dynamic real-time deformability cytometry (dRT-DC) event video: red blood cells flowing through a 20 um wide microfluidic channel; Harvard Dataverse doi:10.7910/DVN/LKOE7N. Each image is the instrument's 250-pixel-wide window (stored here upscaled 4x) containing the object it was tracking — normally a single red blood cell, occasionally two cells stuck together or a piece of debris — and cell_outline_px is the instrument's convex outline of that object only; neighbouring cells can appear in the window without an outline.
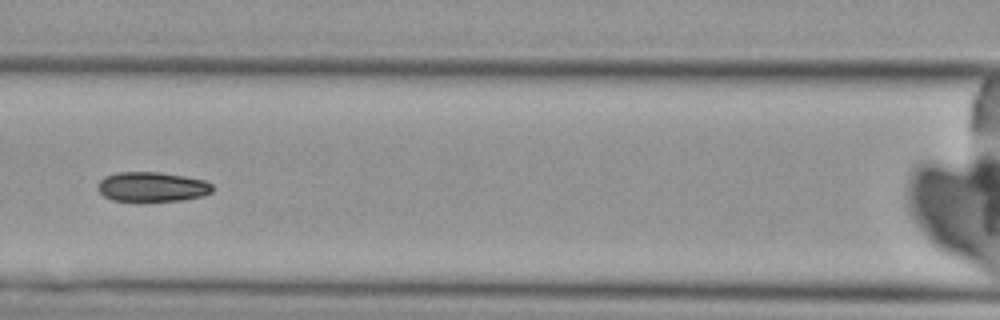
{"species": "Egyptian fruit bat (a non-hibernating species)", "species_latin": "Rousettus aegyptiacus", "temperature_condition": "cold", "stored_images_in_passage": 9, "camera_frame_rate_fps": 3000, "um_per_image_px": 0.085, "animal": {"sex": "female"}, "frame": {"image": 1, "passage_image": 7, "time_ms": 7.333, "image_size_px": [1000, 320], "cell_outline_px": [[212, 192], [200, 196], [180, 200], [140, 204], [112, 200], [104, 196], [96, 188], [96, 184], [104, 176], [116, 172], [160, 172], [184, 176], [204, 180], [212, 184]], "centroid_in_image_um": [12.85, 15.91], "position_along_channel_um": 153.8, "area_um2": 20.63}}
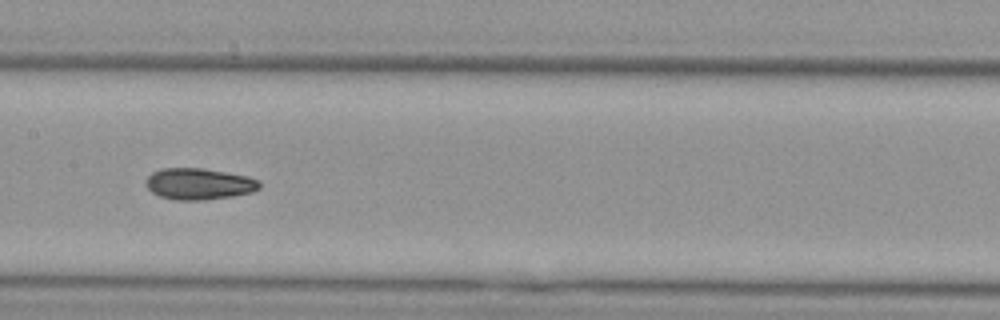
{"frame": {"image": 2, "passage_image": 8, "time_ms": 8.333, "image_size_px": [1000, 320], "cell_outline_px": [[260, 188], [252, 192], [232, 196], [204, 200], [176, 200], [160, 196], [152, 192], [144, 184], [148, 176], [152, 172], [160, 168], [204, 168], [248, 176], [256, 180], [260, 184]], "centroid_in_image_um": [16.88, 15.62], "position_along_channel_um": 190.5, "area_um2": 20.81}}
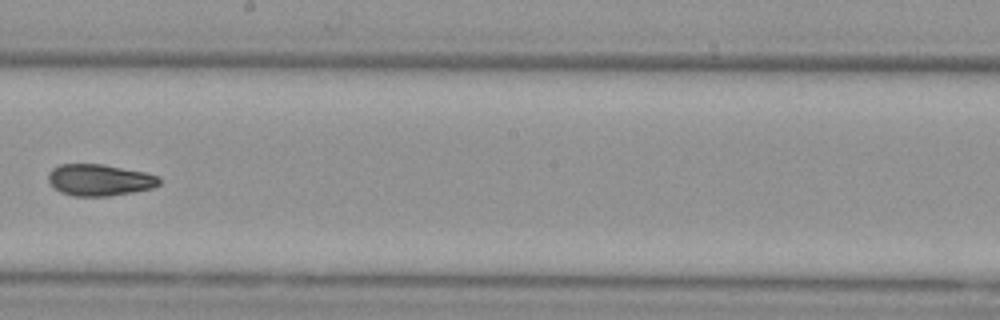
{"frame": {"image": 3, "passage_image": 9, "time_ms": 9.667, "image_size_px": [1000, 320], "cell_outline_px": [[160, 184], [152, 188], [132, 192], [108, 196], [72, 196], [60, 192], [48, 180], [48, 172], [52, 168], [60, 164], [104, 164], [144, 172], [160, 176]], "centroid_in_image_um": [8.46, 15.29], "position_along_channel_um": 239.7, "area_um2": 20.46}}